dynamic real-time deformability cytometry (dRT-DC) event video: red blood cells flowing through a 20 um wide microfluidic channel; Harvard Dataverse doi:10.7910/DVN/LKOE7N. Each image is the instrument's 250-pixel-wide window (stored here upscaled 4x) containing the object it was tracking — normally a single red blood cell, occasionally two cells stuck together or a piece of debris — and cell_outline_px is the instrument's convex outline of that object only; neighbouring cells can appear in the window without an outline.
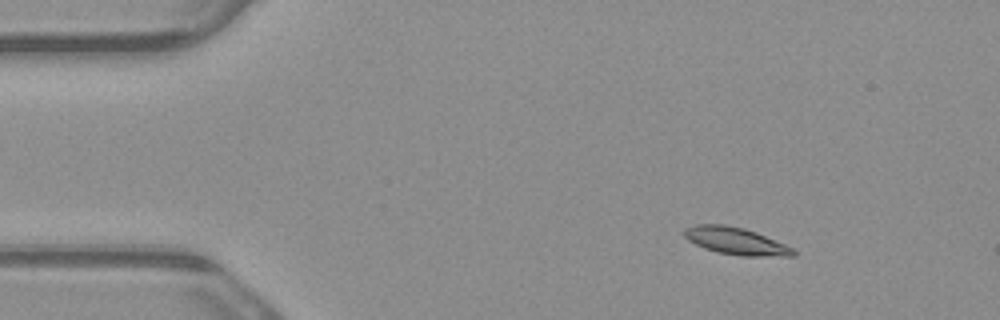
{"species": "common noctule bat (a hibernating species)", "species_latin": "Nyctalus noctula", "temperature_condition": "warm", "stored_images_in_passage": 3, "camera_frame_rate_fps": 3000, "um_per_image_px": 0.085, "animal": {"sex": "male", "body_mass_g": 23.1, "forearm_length_mm": 52.7}, "frame": {"image": 1, "passage_image": 1, "time_ms": 0.0, "image_size_px": [1000, 320], "cell_outline_px": [[796, 256], [740, 256], [716, 252], [704, 248], [688, 240], [684, 236], [684, 228], [692, 224], [724, 224], [744, 228], [756, 232], [784, 244], [792, 248], [796, 252]], "centroid_in_image_um": [62.51, 20.48], "position_along_channel_um": 22.5, "area_um2": 17.34}}